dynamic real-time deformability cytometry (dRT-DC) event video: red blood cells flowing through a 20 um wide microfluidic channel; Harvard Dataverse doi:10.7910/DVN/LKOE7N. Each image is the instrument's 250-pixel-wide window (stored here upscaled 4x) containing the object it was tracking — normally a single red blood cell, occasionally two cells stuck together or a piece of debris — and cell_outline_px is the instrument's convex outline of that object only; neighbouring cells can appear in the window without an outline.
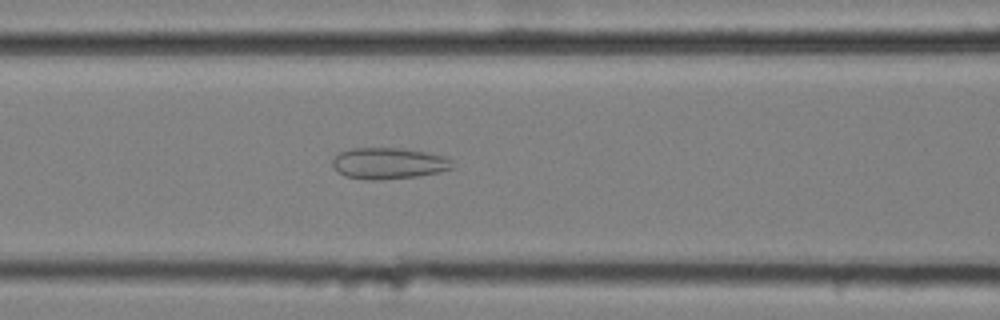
{"species": "common noctule bat (a hibernating species)", "species_latin": "Nyctalus noctula", "temperature_condition": "cold", "stored_images_in_passage": 57, "camera_frame_rate_fps": 3000, "um_per_image_px": 0.085, "animal": {"sex": "female", "body_mass_g": 25.1}, "frame": {"image": 1, "passage_image": 24, "time_ms": 7.667, "image_size_px": [1000, 320], "cell_outline_px": [[456, 168], [416, 176], [372, 180], [344, 176], [332, 164], [332, 160], [340, 152], [352, 148], [400, 148], [424, 152], [444, 156], [452, 160]], "centroid_in_image_um": [33.06, 13.87], "position_along_channel_um": 133.5, "area_um2": 21.56}}
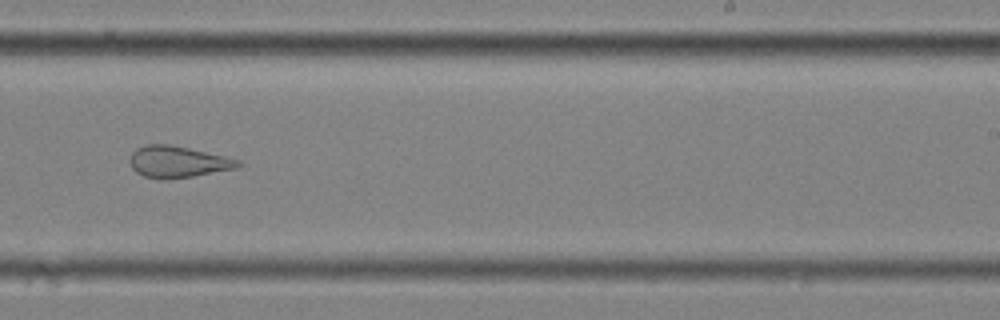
{"frame": {"image": 2, "passage_image": 36, "time_ms": 11.667, "image_size_px": [1000, 320], "cell_outline_px": [[240, 164], [236, 168], [192, 176], [164, 180], [160, 180], [144, 176], [136, 172], [132, 168], [132, 152], [136, 148], [144, 144], [168, 144], [188, 148], [224, 156], [240, 160]], "centroid_in_image_um": [15.08, 13.76], "position_along_channel_um": 273.9, "area_um2": 19.59}}
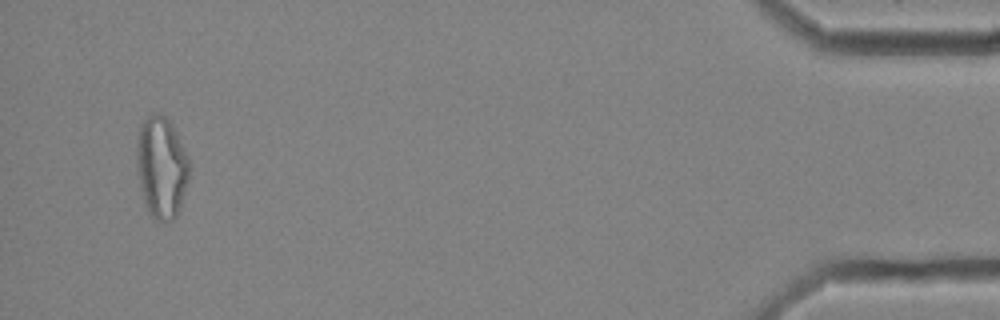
{"frame": {"image": 3, "passage_image": 55, "time_ms": 18.0, "image_size_px": [1000, 320], "cell_outline_px": [[188, 176], [180, 208], [176, 216], [172, 220], [164, 224], [160, 224], [148, 212], [144, 204], [140, 188], [136, 168], [136, 136], [140, 124], [152, 112], [160, 112], [172, 124], [176, 132], [188, 160]], "centroid_in_image_um": [13.67, 14.23], "position_along_channel_um": 421.5, "area_um2": 31.5}, "authors_computed_cell_mechanics": {"area_um2": 27.2816, "velocity_mm_per_s": 3.5161, "shape_relaxation_time_tau1_ms": null, "shape_relaxation_time_tau2_ms": 2.1197, "deformation_change_tau1": null, "deformation_change_tau2": 0.1106}}